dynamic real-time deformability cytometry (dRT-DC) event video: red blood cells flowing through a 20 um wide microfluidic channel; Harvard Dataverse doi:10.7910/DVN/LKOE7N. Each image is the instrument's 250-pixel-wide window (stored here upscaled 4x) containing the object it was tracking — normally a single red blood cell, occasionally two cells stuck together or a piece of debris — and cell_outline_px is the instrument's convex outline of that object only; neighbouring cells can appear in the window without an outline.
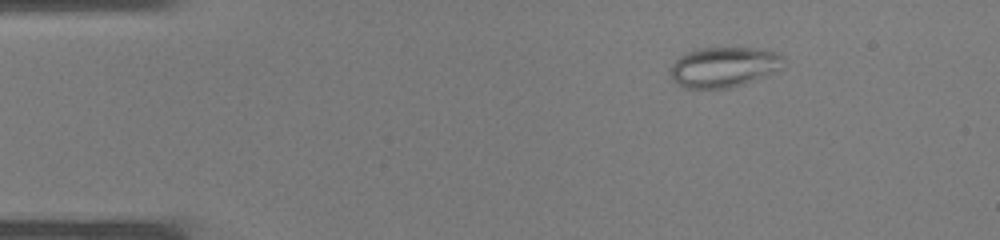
{"species": "common noctule bat (a hibernating species)", "species_latin": "Nyctalus noctula", "temperature_condition": "warm", "stored_images_in_passage": 33, "camera_frame_rate_fps": 3000, "um_per_image_px": 0.085, "animal": {"sex": "male", "body_mass_g": 19.0, "forearm_length_mm": 50.8}, "frame": {"image": 1, "passage_image": 1, "time_ms": 0.0, "image_size_px": [1000, 240], "cell_outline_px": [[784, 60], [780, 68], [740, 84], [728, 88], [684, 88], [668, 72], [672, 64], [680, 56], [688, 52], [700, 48], [756, 48], [776, 52], [784, 56]], "centroid_in_image_um": [61.48, 5.67], "position_along_channel_um": 23.5, "area_um2": 25.84}}
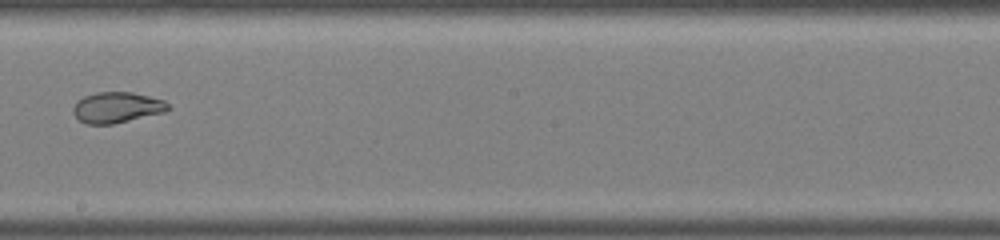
{"frame": {"image": 2, "passage_image": 17, "time_ms": 5.333, "image_size_px": [1000, 240], "cell_outline_px": [[172, 108], [164, 112], [112, 124], [84, 124], [72, 112], [72, 108], [76, 100], [84, 96], [96, 92], [132, 92], [164, 100]], "centroid_in_image_um": [9.91, 9.13], "position_along_channel_um": 238.3, "area_um2": 17.05}}
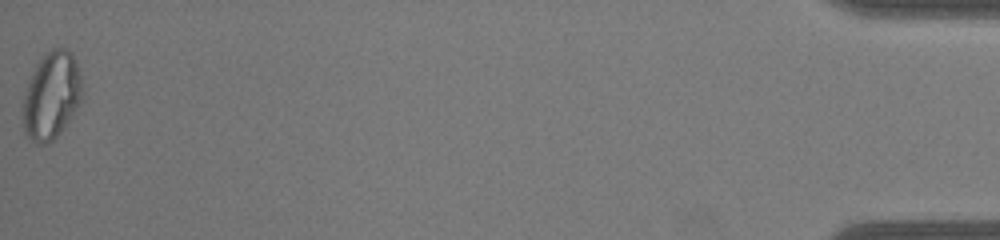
{"frame": {"image": 3, "passage_image": 33, "time_ms": 10.667, "image_size_px": [1000, 240], "cell_outline_px": [[84, 100], [56, 136], [52, 140], [44, 144], [36, 144], [24, 136], [24, 96], [28, 80], [40, 56], [52, 48], [68, 48], [72, 52], [76, 60], [80, 76]], "centroid_in_image_um": [4.39, 8.09], "position_along_channel_um": 430.8, "area_um2": 30.46}}